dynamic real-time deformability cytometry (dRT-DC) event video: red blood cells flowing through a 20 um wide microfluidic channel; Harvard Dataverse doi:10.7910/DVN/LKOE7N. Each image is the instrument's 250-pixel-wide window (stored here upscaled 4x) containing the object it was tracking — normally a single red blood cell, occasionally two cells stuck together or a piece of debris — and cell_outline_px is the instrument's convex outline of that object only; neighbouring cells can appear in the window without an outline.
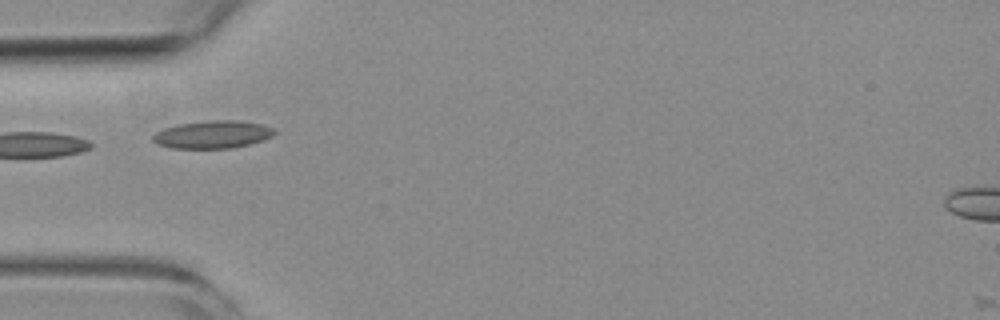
{"species": "common noctule bat (a hibernating species)", "species_latin": "Nyctalus noctula", "temperature_condition": "room temperature", "stored_images_in_passage": 5, "camera_frame_rate_fps": 3000, "um_per_image_px": 0.085, "animal": {"sex": "female", "body_mass_g": 19.3, "forearm_length_mm": 54.1}, "frame": {"image": 1, "passage_image": 5, "time_ms": 4.667, "image_size_px": [1000, 320], "cell_outline_px": [[276, 132], [272, 136], [264, 140], [232, 148], [172, 148], [156, 144], [152, 140], [152, 136], [156, 132], [164, 128], [176, 124], [208, 120], [240, 120], [260, 124], [272, 128]], "centroid_in_image_um": [18.04, 11.43], "position_along_channel_um": 67.0, "area_um2": 19.71}}